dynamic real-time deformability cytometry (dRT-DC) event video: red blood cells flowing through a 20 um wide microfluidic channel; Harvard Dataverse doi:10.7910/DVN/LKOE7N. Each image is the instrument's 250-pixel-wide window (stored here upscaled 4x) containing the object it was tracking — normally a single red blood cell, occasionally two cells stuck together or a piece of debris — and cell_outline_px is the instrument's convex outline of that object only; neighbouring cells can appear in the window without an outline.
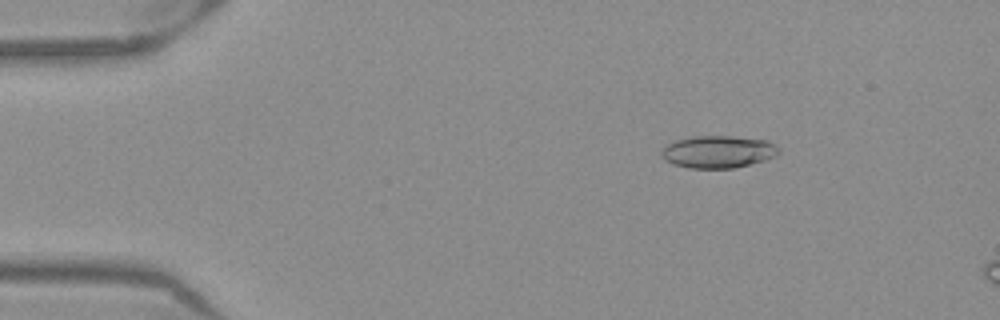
{"species": "Egyptian fruit bat (a non-hibernating species)", "species_latin": "Rousettus aegyptiacus", "temperature_condition": "warm", "stored_images_in_passage": 14, "camera_frame_rate_fps": 3000, "um_per_image_px": 0.085, "frame": {"image": 1, "passage_image": 8, "time_ms": 2.333, "image_size_px": [1000, 320], "cell_outline_px": [[780, 152], [776, 156], [764, 160], [732, 168], [688, 168], [672, 164], [664, 160], [660, 156], [660, 152], [668, 144], [676, 140], [692, 136], [732, 136], [768, 140], [780, 148]], "centroid_in_image_um": [61.03, 12.9], "position_along_channel_um": 24.0, "area_um2": 22.2}}